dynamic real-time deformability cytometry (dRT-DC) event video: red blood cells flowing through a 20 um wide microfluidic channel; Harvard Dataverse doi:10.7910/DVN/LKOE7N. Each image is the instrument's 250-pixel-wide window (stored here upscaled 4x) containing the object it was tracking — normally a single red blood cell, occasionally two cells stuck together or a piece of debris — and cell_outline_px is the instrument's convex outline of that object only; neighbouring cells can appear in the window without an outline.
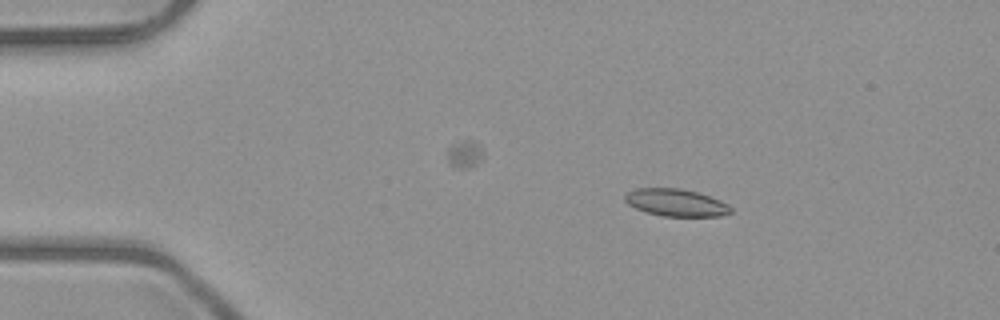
{"species": "common noctule bat (a hibernating species)", "species_latin": "Nyctalus noctula", "temperature_condition": "room temperature", "stored_images_in_passage": 4, "camera_frame_rate_fps": 3000, "um_per_image_px": 0.085, "animal": {"sex": "male", "body_mass_g": 23.1, "forearm_length_mm": 52.7}, "frame": {"image": 1, "passage_image": 2, "time_ms": 1.0, "image_size_px": [1000, 320], "cell_outline_px": [[732, 212], [720, 216], [664, 216], [648, 212], [636, 208], [628, 204], [624, 200], [624, 196], [628, 192], [636, 188], [680, 188], [696, 192], [720, 200], [728, 204], [732, 208]], "centroid_in_image_um": [57.46, 17.22], "position_along_channel_um": 27.5, "area_um2": 16.7}}
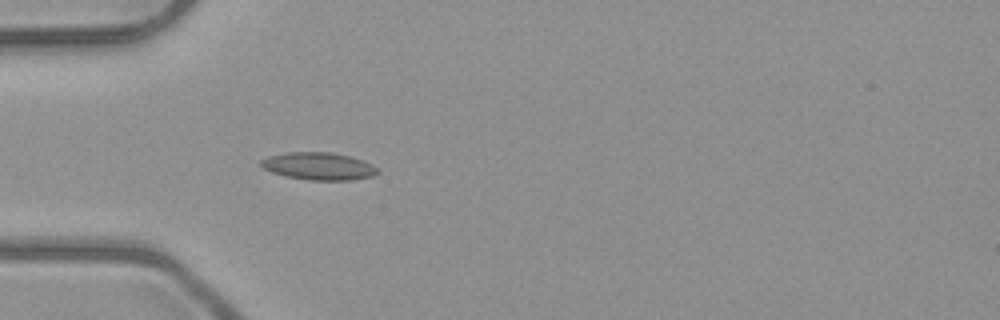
{"frame": {"image": 2, "passage_image": 4, "time_ms": 3.333, "image_size_px": [1000, 320], "cell_outline_px": [[380, 172], [372, 176], [352, 180], [308, 180], [288, 176], [272, 172], [264, 168], [260, 164], [260, 160], [268, 156], [288, 152], [332, 152], [352, 156], [372, 164]], "centroid_in_image_um": [27.11, 14.11], "position_along_channel_um": 57.9, "area_um2": 18.67}}